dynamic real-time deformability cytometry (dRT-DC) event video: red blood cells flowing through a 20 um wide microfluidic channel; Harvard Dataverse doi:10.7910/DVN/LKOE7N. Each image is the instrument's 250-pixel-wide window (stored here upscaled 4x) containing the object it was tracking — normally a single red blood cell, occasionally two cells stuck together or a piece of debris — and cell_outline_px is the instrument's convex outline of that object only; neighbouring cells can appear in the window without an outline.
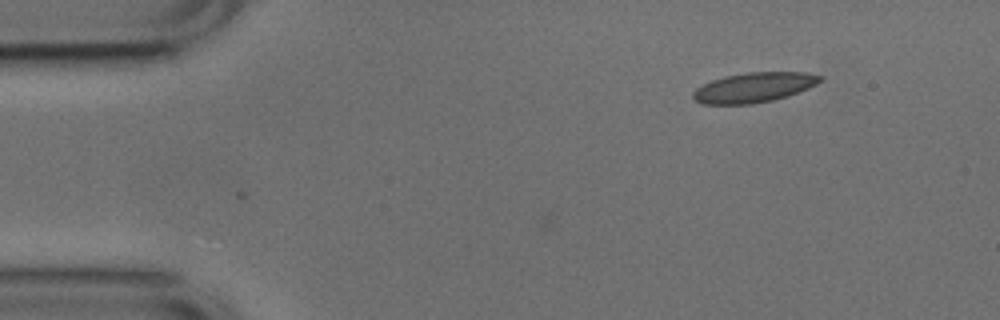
{"species": "common noctule bat (a hibernating species)", "species_latin": "Nyctalus noctula", "temperature_condition": "cold", "stored_images_in_passage": 47, "camera_frame_rate_fps": 3000, "um_per_image_px": 0.085, "animal": {"sex": "male", "body_mass_g": 17.9, "forearm_length_mm": 54.2}, "frame": {"image": 1, "passage_image": 1, "time_ms": 0.0, "image_size_px": [1000, 320], "cell_outline_px": [[824, 80], [808, 88], [788, 96], [772, 100], [752, 104], [700, 104], [692, 96], [692, 92], [696, 88], [712, 80], [724, 76], [748, 72], [804, 72], [824, 76]], "centroid_in_image_um": [64.1, 7.43], "position_along_channel_um": 20.9, "area_um2": 22.2}}
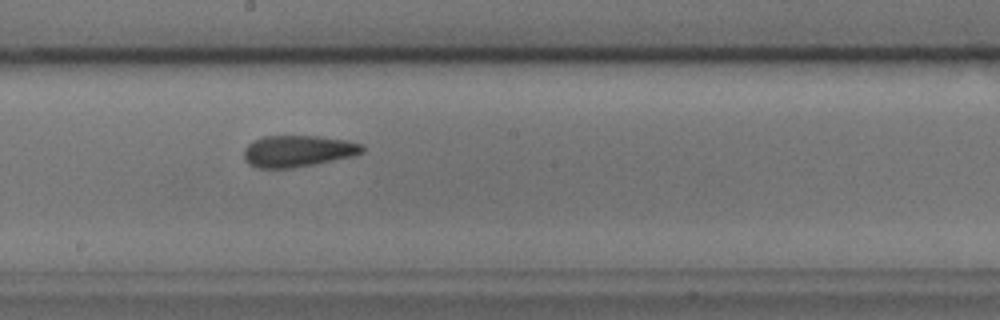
{"frame": {"image": 2, "passage_image": 23, "time_ms": 7.333, "image_size_px": [1000, 320], "cell_outline_px": [[364, 152], [352, 156], [316, 164], [292, 168], [256, 168], [248, 164], [244, 160], [244, 148], [252, 140], [264, 136], [320, 136], [348, 140], [364, 144]], "centroid_in_image_um": [25.32, 12.84], "position_along_channel_um": 222.9, "area_um2": 22.08}}
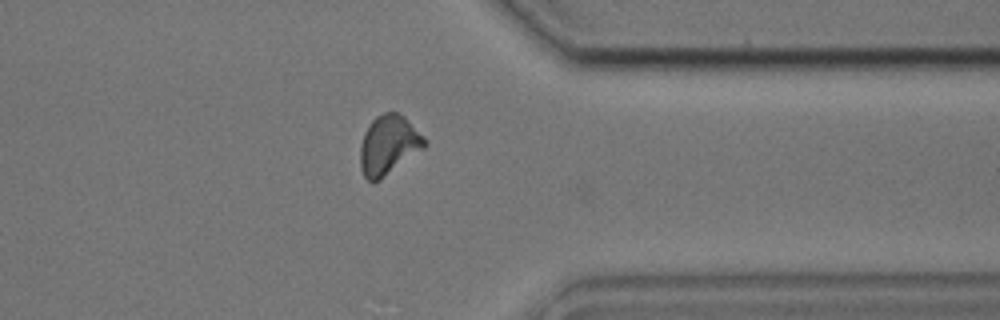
{"frame": {"image": 3, "passage_image": 36, "time_ms": 11.667, "image_size_px": [1000, 320], "cell_outline_px": [[428, 144], [424, 148], [380, 180], [368, 180], [364, 176], [360, 168], [360, 148], [364, 132], [368, 124], [376, 116], [384, 112], [396, 112], [404, 116], [428, 140]], "centroid_in_image_um": [33.04, 12.31], "position_along_channel_um": 378.4, "area_um2": 22.31}, "authors_computed_cell_mechanics": {"area_um2": 21.4438, "velocity_mm_per_s": 3.7593, "shape_relaxation_time_tau1_ms": 6.4344, "shape_relaxation_time_tau2_ms": 2.0468, "deformation_change_tau1": 0.178, "deformation_change_tau2": 0.1045}}